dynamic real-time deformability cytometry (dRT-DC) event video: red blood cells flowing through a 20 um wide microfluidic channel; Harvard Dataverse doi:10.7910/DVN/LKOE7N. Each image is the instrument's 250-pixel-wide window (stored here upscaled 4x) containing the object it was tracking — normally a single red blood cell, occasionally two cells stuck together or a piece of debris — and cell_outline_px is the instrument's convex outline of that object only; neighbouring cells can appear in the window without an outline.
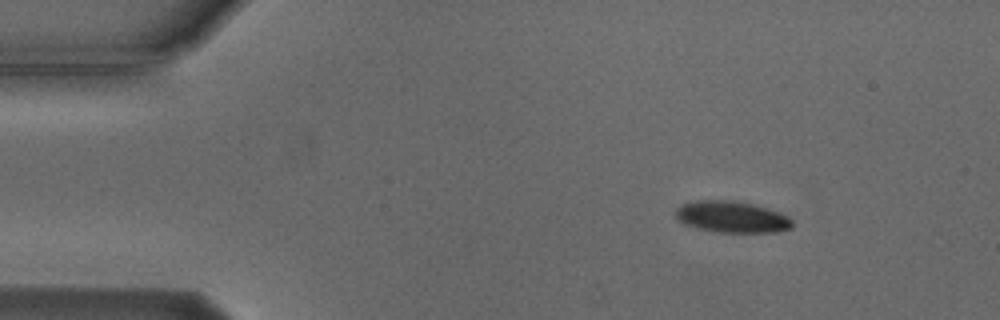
{"species": "Egyptian fruit bat (a non-hibernating species)", "species_latin": "Rousettus aegyptiacus", "temperature_condition": "cold", "stored_images_in_passage": 4, "camera_frame_rate_fps": 3000, "um_per_image_px": 0.085, "animal": {"sex": "male"}, "frame": {"image": 1, "passage_image": 2, "time_ms": 1.333, "image_size_px": [1000, 320], "cell_outline_px": [[792, 228], [776, 232], [720, 232], [700, 228], [684, 224], [676, 220], [676, 208], [684, 204], [696, 200], [732, 200], [752, 204], [788, 216], [792, 220]], "centroid_in_image_um": [62.18, 18.44], "position_along_channel_um": 22.8, "area_um2": 21.1}}